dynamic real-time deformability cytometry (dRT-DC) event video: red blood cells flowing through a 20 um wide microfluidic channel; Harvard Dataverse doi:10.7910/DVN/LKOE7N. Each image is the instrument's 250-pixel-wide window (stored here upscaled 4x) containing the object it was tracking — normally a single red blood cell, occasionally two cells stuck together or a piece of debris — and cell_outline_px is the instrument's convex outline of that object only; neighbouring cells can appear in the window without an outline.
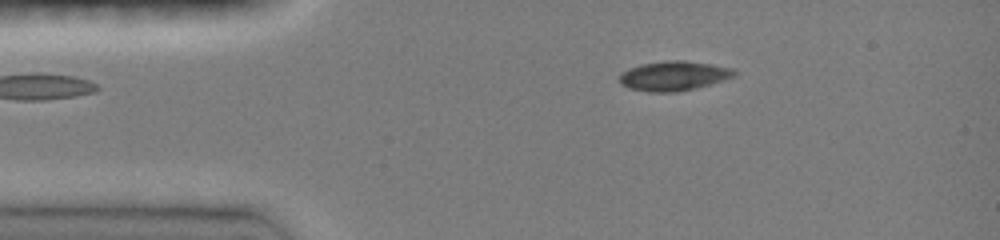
{"species": "common noctule bat (a hibernating species)", "species_latin": "Nyctalus noctula", "temperature_condition": "room temperature", "stored_images_in_passage": 39, "camera_frame_rate_fps": 3000, "um_per_image_px": 0.085, "animal": {"sex": "female", "body_mass_g": 19.0, "forearm_length_mm": 51.5}, "frame": {"image": 1, "passage_image": 1, "time_ms": 0.0, "image_size_px": [1000, 240], "cell_outline_px": [[736, 76], [708, 84], [676, 92], [648, 92], [628, 88], [620, 84], [620, 72], [628, 68], [640, 64], [668, 60], [684, 60], [712, 64], [732, 68], [736, 72]], "centroid_in_image_um": [57.22, 6.44], "position_along_channel_um": 27.8, "area_um2": 19.77}}
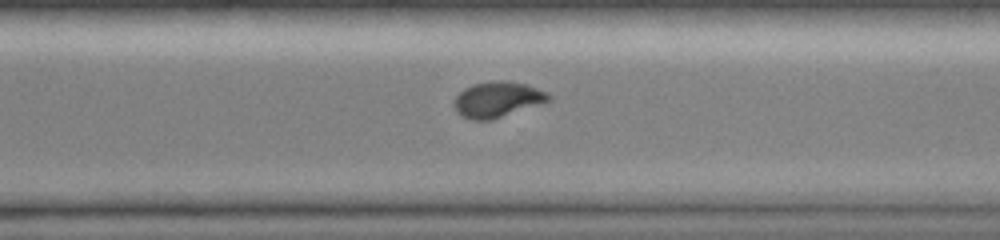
{"frame": {"image": 2, "passage_image": 26, "time_ms": 8.333, "image_size_px": [1000, 240], "cell_outline_px": [[552, 100], [492, 120], [472, 120], [460, 116], [456, 112], [452, 104], [456, 96], [464, 88], [472, 84], [496, 80], [504, 80], [524, 84], [548, 92], [552, 96]], "centroid_in_image_um": [42.26, 8.46], "position_along_channel_um": 328.3, "area_um2": 19.83}}
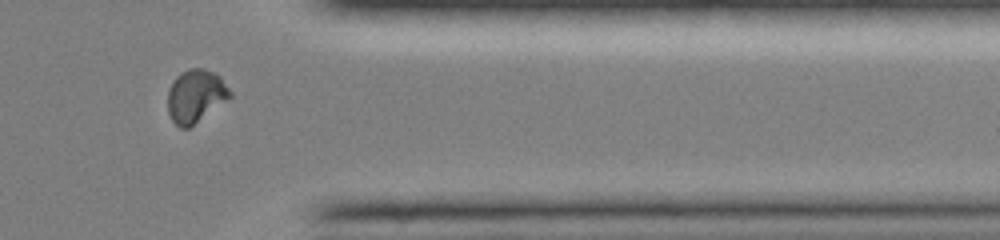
{"frame": {"image": 3, "passage_image": 31, "time_ms": 10.0, "image_size_px": [1000, 240], "cell_outline_px": [[232, 96], [228, 100], [188, 128], [180, 128], [172, 120], [168, 112], [168, 92], [176, 76], [180, 72], [188, 68], [204, 68], [220, 76], [232, 92]], "centroid_in_image_um": [16.64, 8.15], "position_along_channel_um": 394.8, "area_um2": 19.19}, "authors_computed_cell_mechanics": {"area_um2": 19.8832, "velocity_mm_per_s": 4.1308, "shape_relaxation_time_tau1_ms": 7.4535, "shape_relaxation_time_tau2_ms": null, "deformation_change_tau1": 0.2122, "deformation_change_tau2": null}}